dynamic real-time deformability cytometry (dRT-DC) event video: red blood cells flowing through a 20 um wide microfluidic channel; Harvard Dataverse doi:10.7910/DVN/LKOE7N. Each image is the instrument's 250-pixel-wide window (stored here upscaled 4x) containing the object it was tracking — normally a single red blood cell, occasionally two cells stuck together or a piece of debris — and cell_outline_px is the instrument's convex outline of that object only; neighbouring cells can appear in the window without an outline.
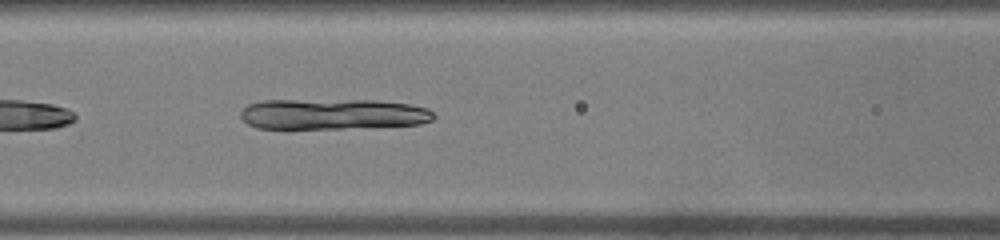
{"species": "common noctule bat (a hibernating species)", "species_latin": "Nyctalus noctula", "temperature_condition": "warm", "stored_images_in_passage": 47, "camera_frame_rate_fps": 3000, "um_per_image_px": 0.085, "animal": {"sex": "male", "body_mass_g": 19.0, "forearm_length_mm": 50.8}, "frame": {"image": 1, "passage_image": 21, "time_ms": 6.667, "image_size_px": [1000, 240], "cell_outline_px": [[436, 116], [432, 120], [420, 124], [288, 132], [284, 132], [256, 128], [248, 124], [240, 116], [240, 112], [248, 104], [260, 100], [376, 100], [412, 104], [428, 108]], "centroid_in_image_um": [28.19, 9.74], "position_along_channel_um": 138.4, "area_um2": 36.24}}
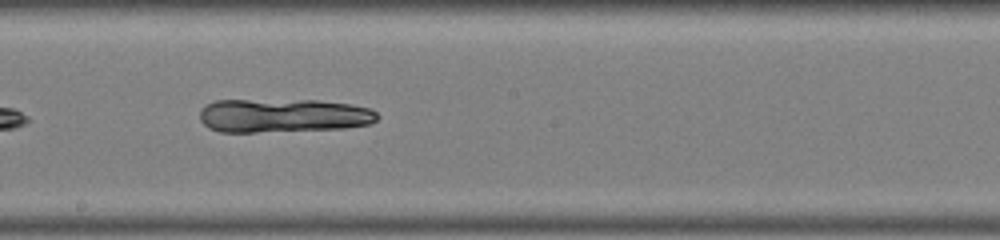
{"frame": {"image": 2, "passage_image": 27, "time_ms": 8.667, "image_size_px": [1000, 240], "cell_outline_px": [[380, 116], [372, 124], [344, 128], [256, 132], [220, 132], [208, 128], [200, 120], [200, 108], [204, 104], [216, 100], [316, 100], [352, 104], [372, 108]], "centroid_in_image_um": [24.07, 9.82], "position_along_channel_um": 224.1, "area_um2": 35.37}}
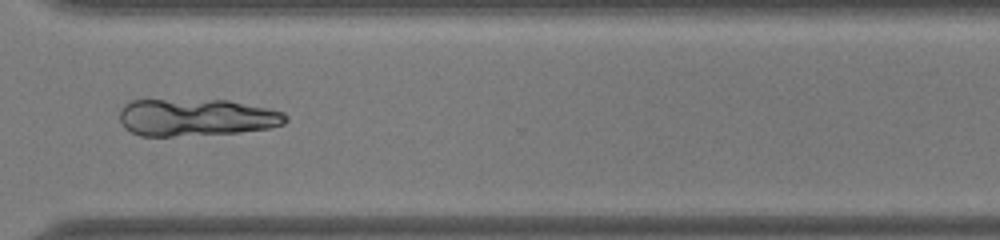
{"frame": {"image": 3, "passage_image": 36, "time_ms": 11.667, "image_size_px": [1000, 240], "cell_outline_px": [[288, 120], [284, 124], [268, 128], [240, 132], [172, 136], [140, 136], [124, 128], [120, 120], [120, 108], [124, 104], [132, 100], [228, 100], [268, 108], [284, 112], [288, 116]], "centroid_in_image_um": [16.68, 9.97], "position_along_channel_um": 353.9, "area_um2": 36.13}}